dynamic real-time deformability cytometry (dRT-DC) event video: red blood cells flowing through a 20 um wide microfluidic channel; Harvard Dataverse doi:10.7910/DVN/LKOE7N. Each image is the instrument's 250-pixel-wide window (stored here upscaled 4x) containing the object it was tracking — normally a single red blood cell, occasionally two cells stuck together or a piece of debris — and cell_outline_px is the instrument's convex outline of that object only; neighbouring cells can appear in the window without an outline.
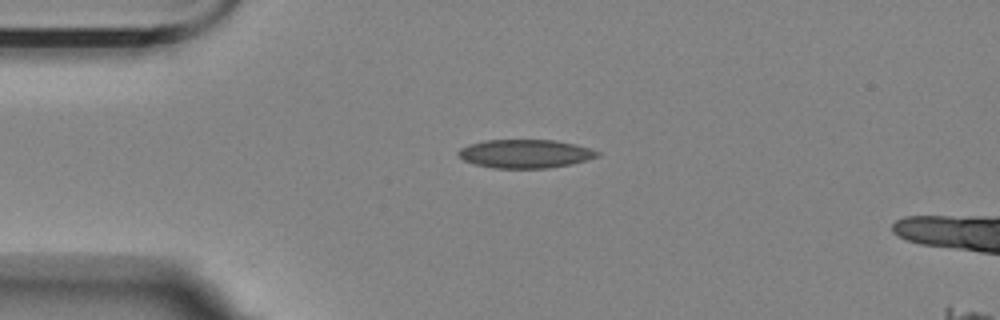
{"species": "Egyptian fruit bat (a non-hibernating species)", "species_latin": "Rousettus aegyptiacus", "temperature_condition": "room temperature", "stored_images_in_passage": 3, "camera_frame_rate_fps": 3000, "um_per_image_px": 0.085, "animal": {"sex": "female"}, "frame": {"image": 1, "passage_image": 1, "time_ms": 0.0, "image_size_px": [1000, 320], "cell_outline_px": [[600, 156], [588, 160], [568, 164], [544, 168], [496, 168], [476, 164], [464, 160], [456, 152], [460, 148], [468, 144], [484, 140], [556, 140], [576, 144], [592, 148], [600, 152]], "centroid_in_image_um": [44.67, 13.05], "position_along_channel_um": 40.3, "area_um2": 23.12}}
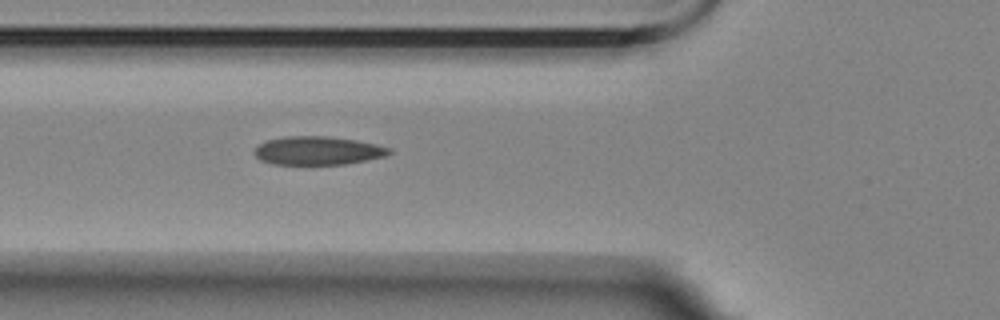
{"frame": {"image": 2, "passage_image": 3, "time_ms": 2.333, "image_size_px": [1000, 320], "cell_outline_px": [[392, 152], [384, 156], [344, 164], [272, 164], [260, 160], [252, 152], [260, 144], [268, 140], [284, 136], [328, 136], [356, 140], [376, 144], [392, 148]], "centroid_in_image_um": [27.0, 12.8], "position_along_channel_um": 98.8, "area_um2": 22.25}}